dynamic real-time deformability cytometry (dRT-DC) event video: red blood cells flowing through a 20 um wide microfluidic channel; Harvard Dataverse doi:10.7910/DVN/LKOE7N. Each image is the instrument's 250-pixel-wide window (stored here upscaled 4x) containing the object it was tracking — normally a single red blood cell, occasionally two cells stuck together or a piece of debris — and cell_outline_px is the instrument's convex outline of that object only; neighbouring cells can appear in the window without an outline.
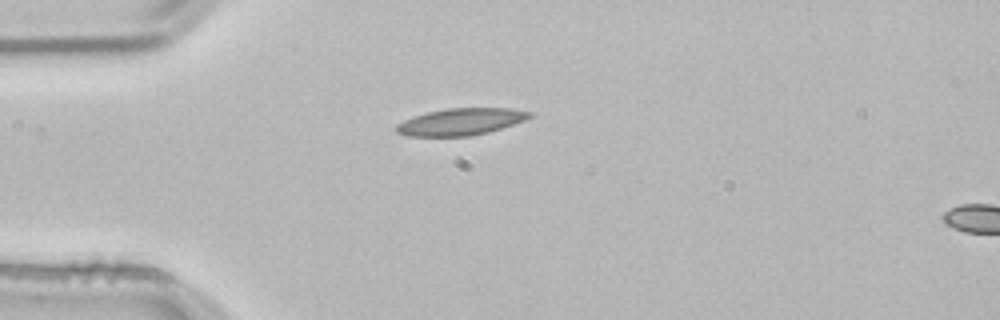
{"species": "common noctule bat (a hibernating species)", "species_latin": "Nyctalus noctula", "temperature_condition": "room temperature", "stored_images_in_passage": 4, "camera_frame_rate_fps": 3000, "um_per_image_px": 0.085, "animal": {"sex": "male", "body_mass_g": 21.5, "forearm_length_mm": 52.0}, "frame": {"image": 1, "passage_image": 1, "time_ms": 0.0, "image_size_px": [1000, 320], "cell_outline_px": [[536, 112], [532, 116], [524, 120], [488, 132], [472, 136], [408, 136], [396, 132], [396, 124], [412, 116], [444, 108], [508, 108]], "centroid_in_image_um": [39.16, 10.34], "position_along_channel_um": 45.8, "area_um2": 20.92}}